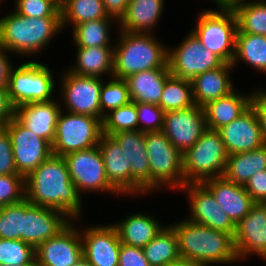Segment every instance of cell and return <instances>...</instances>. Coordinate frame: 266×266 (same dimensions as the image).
Returning a JSON list of instances; mask_svg holds the SVG:
<instances>
[{"mask_svg":"<svg viewBox=\"0 0 266 266\" xmlns=\"http://www.w3.org/2000/svg\"><path fill=\"white\" fill-rule=\"evenodd\" d=\"M26 199L62 211L71 220L83 218V199L71 181L66 160L51 155L25 178Z\"/></svg>","mask_w":266,"mask_h":266,"instance_id":"obj_1","label":"cell"},{"mask_svg":"<svg viewBox=\"0 0 266 266\" xmlns=\"http://www.w3.org/2000/svg\"><path fill=\"white\" fill-rule=\"evenodd\" d=\"M169 225L177 236L182 259L197 261L204 266L240 262L231 234L193 223L187 218Z\"/></svg>","mask_w":266,"mask_h":266,"instance_id":"obj_2","label":"cell"},{"mask_svg":"<svg viewBox=\"0 0 266 266\" xmlns=\"http://www.w3.org/2000/svg\"><path fill=\"white\" fill-rule=\"evenodd\" d=\"M62 31L61 17L33 18L15 11L0 16V46L21 59L29 57V61Z\"/></svg>","mask_w":266,"mask_h":266,"instance_id":"obj_3","label":"cell"},{"mask_svg":"<svg viewBox=\"0 0 266 266\" xmlns=\"http://www.w3.org/2000/svg\"><path fill=\"white\" fill-rule=\"evenodd\" d=\"M156 35L118 30V39L114 41L113 77L125 79L134 73L169 68L168 45Z\"/></svg>","mask_w":266,"mask_h":266,"instance_id":"obj_4","label":"cell"},{"mask_svg":"<svg viewBox=\"0 0 266 266\" xmlns=\"http://www.w3.org/2000/svg\"><path fill=\"white\" fill-rule=\"evenodd\" d=\"M191 28L193 34L208 50L218 55L225 63L232 64L235 56L237 19L231 7L199 11Z\"/></svg>","mask_w":266,"mask_h":266,"instance_id":"obj_5","label":"cell"},{"mask_svg":"<svg viewBox=\"0 0 266 266\" xmlns=\"http://www.w3.org/2000/svg\"><path fill=\"white\" fill-rule=\"evenodd\" d=\"M145 140L150 166V193L164 189L177 193L185 185L182 154L162 131L145 133Z\"/></svg>","mask_w":266,"mask_h":266,"instance_id":"obj_6","label":"cell"},{"mask_svg":"<svg viewBox=\"0 0 266 266\" xmlns=\"http://www.w3.org/2000/svg\"><path fill=\"white\" fill-rule=\"evenodd\" d=\"M52 69L36 59L23 61L10 71L7 85L9 99L14 108L31 102H48L56 99L57 82Z\"/></svg>","mask_w":266,"mask_h":266,"instance_id":"obj_7","label":"cell"},{"mask_svg":"<svg viewBox=\"0 0 266 266\" xmlns=\"http://www.w3.org/2000/svg\"><path fill=\"white\" fill-rule=\"evenodd\" d=\"M183 157L186 183H202L224 175L228 154L217 130L208 129Z\"/></svg>","mask_w":266,"mask_h":266,"instance_id":"obj_8","label":"cell"},{"mask_svg":"<svg viewBox=\"0 0 266 266\" xmlns=\"http://www.w3.org/2000/svg\"><path fill=\"white\" fill-rule=\"evenodd\" d=\"M103 135L100 118L61 110L55 128L52 154L64 157L66 154L92 148L99 144Z\"/></svg>","mask_w":266,"mask_h":266,"instance_id":"obj_9","label":"cell"},{"mask_svg":"<svg viewBox=\"0 0 266 266\" xmlns=\"http://www.w3.org/2000/svg\"><path fill=\"white\" fill-rule=\"evenodd\" d=\"M71 181L79 194L108 193L121 195L110 185L106 176L101 151L97 146L89 149L74 151L64 156Z\"/></svg>","mask_w":266,"mask_h":266,"instance_id":"obj_10","label":"cell"},{"mask_svg":"<svg viewBox=\"0 0 266 266\" xmlns=\"http://www.w3.org/2000/svg\"><path fill=\"white\" fill-rule=\"evenodd\" d=\"M167 63L172 75L189 81L225 64L218 55L206 49L191 30L173 49L169 45Z\"/></svg>","mask_w":266,"mask_h":266,"instance_id":"obj_11","label":"cell"},{"mask_svg":"<svg viewBox=\"0 0 266 266\" xmlns=\"http://www.w3.org/2000/svg\"><path fill=\"white\" fill-rule=\"evenodd\" d=\"M59 91L61 109L101 119L100 91L104 78L88 77L61 71Z\"/></svg>","mask_w":266,"mask_h":266,"instance_id":"obj_12","label":"cell"},{"mask_svg":"<svg viewBox=\"0 0 266 266\" xmlns=\"http://www.w3.org/2000/svg\"><path fill=\"white\" fill-rule=\"evenodd\" d=\"M10 136L17 173L25 178L52 155V145L13 117L4 126Z\"/></svg>","mask_w":266,"mask_h":266,"instance_id":"obj_13","label":"cell"},{"mask_svg":"<svg viewBox=\"0 0 266 266\" xmlns=\"http://www.w3.org/2000/svg\"><path fill=\"white\" fill-rule=\"evenodd\" d=\"M180 192L187 194L190 214L186 218L189 221L226 232L234 237L236 225L202 183H186Z\"/></svg>","mask_w":266,"mask_h":266,"instance_id":"obj_14","label":"cell"},{"mask_svg":"<svg viewBox=\"0 0 266 266\" xmlns=\"http://www.w3.org/2000/svg\"><path fill=\"white\" fill-rule=\"evenodd\" d=\"M79 220H72L35 249L36 266H73L83 257Z\"/></svg>","mask_w":266,"mask_h":266,"instance_id":"obj_15","label":"cell"},{"mask_svg":"<svg viewBox=\"0 0 266 266\" xmlns=\"http://www.w3.org/2000/svg\"><path fill=\"white\" fill-rule=\"evenodd\" d=\"M207 130L203 107L195 105L164 113L162 132L184 154Z\"/></svg>","mask_w":266,"mask_h":266,"instance_id":"obj_16","label":"cell"},{"mask_svg":"<svg viewBox=\"0 0 266 266\" xmlns=\"http://www.w3.org/2000/svg\"><path fill=\"white\" fill-rule=\"evenodd\" d=\"M234 246L240 263L252 255L266 261V203H254L236 225Z\"/></svg>","mask_w":266,"mask_h":266,"instance_id":"obj_17","label":"cell"},{"mask_svg":"<svg viewBox=\"0 0 266 266\" xmlns=\"http://www.w3.org/2000/svg\"><path fill=\"white\" fill-rule=\"evenodd\" d=\"M120 144L131 169V197L150 194V166L145 133L120 131L112 135Z\"/></svg>","mask_w":266,"mask_h":266,"instance_id":"obj_18","label":"cell"},{"mask_svg":"<svg viewBox=\"0 0 266 266\" xmlns=\"http://www.w3.org/2000/svg\"><path fill=\"white\" fill-rule=\"evenodd\" d=\"M72 220L62 211L32 204L24 199L23 241L35 249L56 236Z\"/></svg>","mask_w":266,"mask_h":266,"instance_id":"obj_19","label":"cell"},{"mask_svg":"<svg viewBox=\"0 0 266 266\" xmlns=\"http://www.w3.org/2000/svg\"><path fill=\"white\" fill-rule=\"evenodd\" d=\"M83 256L92 266H118L121 242L112 224L81 228Z\"/></svg>","mask_w":266,"mask_h":266,"instance_id":"obj_20","label":"cell"},{"mask_svg":"<svg viewBox=\"0 0 266 266\" xmlns=\"http://www.w3.org/2000/svg\"><path fill=\"white\" fill-rule=\"evenodd\" d=\"M217 131L228 155L251 151L265 144L260 122L252 105L237 119Z\"/></svg>","mask_w":266,"mask_h":266,"instance_id":"obj_21","label":"cell"},{"mask_svg":"<svg viewBox=\"0 0 266 266\" xmlns=\"http://www.w3.org/2000/svg\"><path fill=\"white\" fill-rule=\"evenodd\" d=\"M57 99L48 102H31L15 108L14 117L36 136L46 139L51 145L61 112Z\"/></svg>","mask_w":266,"mask_h":266,"instance_id":"obj_22","label":"cell"},{"mask_svg":"<svg viewBox=\"0 0 266 266\" xmlns=\"http://www.w3.org/2000/svg\"><path fill=\"white\" fill-rule=\"evenodd\" d=\"M202 184L235 225L249 213L254 204L244 185L231 182L224 176L206 180Z\"/></svg>","mask_w":266,"mask_h":266,"instance_id":"obj_23","label":"cell"},{"mask_svg":"<svg viewBox=\"0 0 266 266\" xmlns=\"http://www.w3.org/2000/svg\"><path fill=\"white\" fill-rule=\"evenodd\" d=\"M98 147L101 151L106 176L110 185L121 195L131 197V169L120 144L111 136H101Z\"/></svg>","mask_w":266,"mask_h":266,"instance_id":"obj_24","label":"cell"},{"mask_svg":"<svg viewBox=\"0 0 266 266\" xmlns=\"http://www.w3.org/2000/svg\"><path fill=\"white\" fill-rule=\"evenodd\" d=\"M236 87L228 95L208 102L203 106L207 128L218 130L237 119L250 106L253 89L250 92H241Z\"/></svg>","mask_w":266,"mask_h":266,"instance_id":"obj_25","label":"cell"},{"mask_svg":"<svg viewBox=\"0 0 266 266\" xmlns=\"http://www.w3.org/2000/svg\"><path fill=\"white\" fill-rule=\"evenodd\" d=\"M234 67L225 63L219 68L200 73L192 81V92L195 105L203 107L208 102L228 95L235 89L230 75ZM232 70V71H231Z\"/></svg>","mask_w":266,"mask_h":266,"instance_id":"obj_26","label":"cell"},{"mask_svg":"<svg viewBox=\"0 0 266 266\" xmlns=\"http://www.w3.org/2000/svg\"><path fill=\"white\" fill-rule=\"evenodd\" d=\"M150 213L130 212L125 218L118 220L112 225L116 228L120 242L143 248L146 246L165 226ZM118 222V223H117Z\"/></svg>","mask_w":266,"mask_h":266,"instance_id":"obj_27","label":"cell"},{"mask_svg":"<svg viewBox=\"0 0 266 266\" xmlns=\"http://www.w3.org/2000/svg\"><path fill=\"white\" fill-rule=\"evenodd\" d=\"M165 0H130L118 30L132 33H153L164 11Z\"/></svg>","mask_w":266,"mask_h":266,"instance_id":"obj_28","label":"cell"},{"mask_svg":"<svg viewBox=\"0 0 266 266\" xmlns=\"http://www.w3.org/2000/svg\"><path fill=\"white\" fill-rule=\"evenodd\" d=\"M74 65L64 68L73 74L105 79L113 77L114 47H77ZM103 76V77H102Z\"/></svg>","mask_w":266,"mask_h":266,"instance_id":"obj_29","label":"cell"},{"mask_svg":"<svg viewBox=\"0 0 266 266\" xmlns=\"http://www.w3.org/2000/svg\"><path fill=\"white\" fill-rule=\"evenodd\" d=\"M169 68H156L134 73L125 78L130 98L135 103L159 105Z\"/></svg>","mask_w":266,"mask_h":266,"instance_id":"obj_30","label":"cell"},{"mask_svg":"<svg viewBox=\"0 0 266 266\" xmlns=\"http://www.w3.org/2000/svg\"><path fill=\"white\" fill-rule=\"evenodd\" d=\"M266 170V144L251 151L228 155L224 177L245 185L257 172Z\"/></svg>","mask_w":266,"mask_h":266,"instance_id":"obj_31","label":"cell"},{"mask_svg":"<svg viewBox=\"0 0 266 266\" xmlns=\"http://www.w3.org/2000/svg\"><path fill=\"white\" fill-rule=\"evenodd\" d=\"M111 26H114L113 29L117 28L118 21L114 18H101L77 24L72 28L71 41L75 47H114Z\"/></svg>","mask_w":266,"mask_h":266,"instance_id":"obj_32","label":"cell"},{"mask_svg":"<svg viewBox=\"0 0 266 266\" xmlns=\"http://www.w3.org/2000/svg\"><path fill=\"white\" fill-rule=\"evenodd\" d=\"M241 62L266 75V38L259 34L236 32L235 56L232 66Z\"/></svg>","mask_w":266,"mask_h":266,"instance_id":"obj_33","label":"cell"},{"mask_svg":"<svg viewBox=\"0 0 266 266\" xmlns=\"http://www.w3.org/2000/svg\"><path fill=\"white\" fill-rule=\"evenodd\" d=\"M60 17L62 30L87 21L112 18L106 13L102 0H66L60 5Z\"/></svg>","mask_w":266,"mask_h":266,"instance_id":"obj_34","label":"cell"},{"mask_svg":"<svg viewBox=\"0 0 266 266\" xmlns=\"http://www.w3.org/2000/svg\"><path fill=\"white\" fill-rule=\"evenodd\" d=\"M142 249L150 266H165L181 258L177 236L174 229L167 224Z\"/></svg>","mask_w":266,"mask_h":266,"instance_id":"obj_35","label":"cell"},{"mask_svg":"<svg viewBox=\"0 0 266 266\" xmlns=\"http://www.w3.org/2000/svg\"><path fill=\"white\" fill-rule=\"evenodd\" d=\"M231 8L237 19V32L266 36V0H242Z\"/></svg>","mask_w":266,"mask_h":266,"instance_id":"obj_36","label":"cell"},{"mask_svg":"<svg viewBox=\"0 0 266 266\" xmlns=\"http://www.w3.org/2000/svg\"><path fill=\"white\" fill-rule=\"evenodd\" d=\"M158 106L164 112L195 106L191 81L170 74L166 78Z\"/></svg>","mask_w":266,"mask_h":266,"instance_id":"obj_37","label":"cell"},{"mask_svg":"<svg viewBox=\"0 0 266 266\" xmlns=\"http://www.w3.org/2000/svg\"><path fill=\"white\" fill-rule=\"evenodd\" d=\"M103 81L100 91L101 120L111 110L131 102L128 85L125 79L110 77ZM107 82V83H106Z\"/></svg>","mask_w":266,"mask_h":266,"instance_id":"obj_38","label":"cell"},{"mask_svg":"<svg viewBox=\"0 0 266 266\" xmlns=\"http://www.w3.org/2000/svg\"><path fill=\"white\" fill-rule=\"evenodd\" d=\"M103 133L113 135L120 131L138 130V115L135 102H130L106 114L102 121Z\"/></svg>","mask_w":266,"mask_h":266,"instance_id":"obj_39","label":"cell"},{"mask_svg":"<svg viewBox=\"0 0 266 266\" xmlns=\"http://www.w3.org/2000/svg\"><path fill=\"white\" fill-rule=\"evenodd\" d=\"M24 200L0 207V238L23 241Z\"/></svg>","mask_w":266,"mask_h":266,"instance_id":"obj_40","label":"cell"},{"mask_svg":"<svg viewBox=\"0 0 266 266\" xmlns=\"http://www.w3.org/2000/svg\"><path fill=\"white\" fill-rule=\"evenodd\" d=\"M0 264H36L35 248L22 240L0 238Z\"/></svg>","mask_w":266,"mask_h":266,"instance_id":"obj_41","label":"cell"},{"mask_svg":"<svg viewBox=\"0 0 266 266\" xmlns=\"http://www.w3.org/2000/svg\"><path fill=\"white\" fill-rule=\"evenodd\" d=\"M25 198L24 176L20 174L0 175V207L19 203Z\"/></svg>","mask_w":266,"mask_h":266,"instance_id":"obj_42","label":"cell"},{"mask_svg":"<svg viewBox=\"0 0 266 266\" xmlns=\"http://www.w3.org/2000/svg\"><path fill=\"white\" fill-rule=\"evenodd\" d=\"M19 15L33 18L60 17V5L55 0H14Z\"/></svg>","mask_w":266,"mask_h":266,"instance_id":"obj_43","label":"cell"},{"mask_svg":"<svg viewBox=\"0 0 266 266\" xmlns=\"http://www.w3.org/2000/svg\"><path fill=\"white\" fill-rule=\"evenodd\" d=\"M138 115V130L143 133L162 131L164 111L156 104L135 103Z\"/></svg>","mask_w":266,"mask_h":266,"instance_id":"obj_44","label":"cell"},{"mask_svg":"<svg viewBox=\"0 0 266 266\" xmlns=\"http://www.w3.org/2000/svg\"><path fill=\"white\" fill-rule=\"evenodd\" d=\"M18 174L12 152L10 136L5 127L0 128V175Z\"/></svg>","mask_w":266,"mask_h":266,"instance_id":"obj_45","label":"cell"},{"mask_svg":"<svg viewBox=\"0 0 266 266\" xmlns=\"http://www.w3.org/2000/svg\"><path fill=\"white\" fill-rule=\"evenodd\" d=\"M118 266H150L142 248L121 243Z\"/></svg>","mask_w":266,"mask_h":266,"instance_id":"obj_46","label":"cell"},{"mask_svg":"<svg viewBox=\"0 0 266 266\" xmlns=\"http://www.w3.org/2000/svg\"><path fill=\"white\" fill-rule=\"evenodd\" d=\"M254 203H266V170L257 172L244 185Z\"/></svg>","mask_w":266,"mask_h":266,"instance_id":"obj_47","label":"cell"},{"mask_svg":"<svg viewBox=\"0 0 266 266\" xmlns=\"http://www.w3.org/2000/svg\"><path fill=\"white\" fill-rule=\"evenodd\" d=\"M254 89L251 105L257 113L260 122L262 137L266 144V90L261 86H258Z\"/></svg>","mask_w":266,"mask_h":266,"instance_id":"obj_48","label":"cell"},{"mask_svg":"<svg viewBox=\"0 0 266 266\" xmlns=\"http://www.w3.org/2000/svg\"><path fill=\"white\" fill-rule=\"evenodd\" d=\"M14 112L15 108L9 99L7 88L0 87V128L14 117Z\"/></svg>","mask_w":266,"mask_h":266,"instance_id":"obj_49","label":"cell"},{"mask_svg":"<svg viewBox=\"0 0 266 266\" xmlns=\"http://www.w3.org/2000/svg\"><path fill=\"white\" fill-rule=\"evenodd\" d=\"M108 16L118 22L125 15L130 0H102Z\"/></svg>","mask_w":266,"mask_h":266,"instance_id":"obj_50","label":"cell"},{"mask_svg":"<svg viewBox=\"0 0 266 266\" xmlns=\"http://www.w3.org/2000/svg\"><path fill=\"white\" fill-rule=\"evenodd\" d=\"M8 53V54H7ZM11 53L0 46V87L7 88L10 71L13 68L12 60L9 58Z\"/></svg>","mask_w":266,"mask_h":266,"instance_id":"obj_51","label":"cell"},{"mask_svg":"<svg viewBox=\"0 0 266 266\" xmlns=\"http://www.w3.org/2000/svg\"><path fill=\"white\" fill-rule=\"evenodd\" d=\"M165 266H204V265L202 263H198L197 261L180 258L177 261L171 262Z\"/></svg>","mask_w":266,"mask_h":266,"instance_id":"obj_52","label":"cell"},{"mask_svg":"<svg viewBox=\"0 0 266 266\" xmlns=\"http://www.w3.org/2000/svg\"><path fill=\"white\" fill-rule=\"evenodd\" d=\"M73 266H92L89 261L83 256L77 263Z\"/></svg>","mask_w":266,"mask_h":266,"instance_id":"obj_53","label":"cell"},{"mask_svg":"<svg viewBox=\"0 0 266 266\" xmlns=\"http://www.w3.org/2000/svg\"><path fill=\"white\" fill-rule=\"evenodd\" d=\"M0 266H8L7 264H0ZM9 266H36V264H20V265H9Z\"/></svg>","mask_w":266,"mask_h":266,"instance_id":"obj_54","label":"cell"},{"mask_svg":"<svg viewBox=\"0 0 266 266\" xmlns=\"http://www.w3.org/2000/svg\"><path fill=\"white\" fill-rule=\"evenodd\" d=\"M59 5L63 4L66 0H55Z\"/></svg>","mask_w":266,"mask_h":266,"instance_id":"obj_55","label":"cell"}]
</instances>
